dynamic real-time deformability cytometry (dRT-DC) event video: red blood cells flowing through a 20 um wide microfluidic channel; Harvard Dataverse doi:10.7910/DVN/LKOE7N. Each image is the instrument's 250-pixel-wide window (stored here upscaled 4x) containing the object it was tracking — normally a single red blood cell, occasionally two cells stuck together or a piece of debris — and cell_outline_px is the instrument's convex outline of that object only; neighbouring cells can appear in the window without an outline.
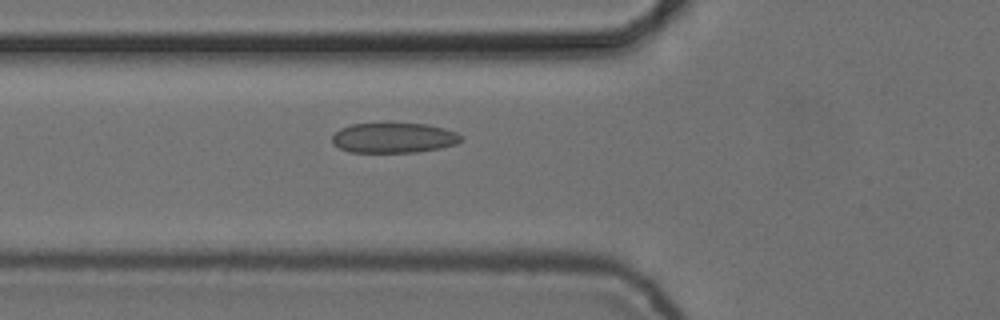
{"species": "common noctule bat (a hibernating species)", "species_latin": "Nyctalus noctula", "temperature_condition": "cold", "stored_images_in_passage": 5, "camera_frame_rate_fps": 3000, "um_per_image_px": 0.085, "animal": {"sex": "female", "body_mass_g": 24.6, "forearm_length_mm": 56.2}, "frame": {"image": 1, "passage_image": 5, "time_ms": 1.333, "image_size_px": [1000, 320], "cell_outline_px": [[460, 140], [456, 144], [440, 148], [416, 152], [352, 152], [340, 148], [332, 144], [332, 136], [340, 128], [352, 124], [428, 124], [444, 128], [456, 132], [460, 136]], "centroid_in_image_um": [33.45, 11.72], "position_along_channel_um": 92.4, "area_um2": 22.37}}